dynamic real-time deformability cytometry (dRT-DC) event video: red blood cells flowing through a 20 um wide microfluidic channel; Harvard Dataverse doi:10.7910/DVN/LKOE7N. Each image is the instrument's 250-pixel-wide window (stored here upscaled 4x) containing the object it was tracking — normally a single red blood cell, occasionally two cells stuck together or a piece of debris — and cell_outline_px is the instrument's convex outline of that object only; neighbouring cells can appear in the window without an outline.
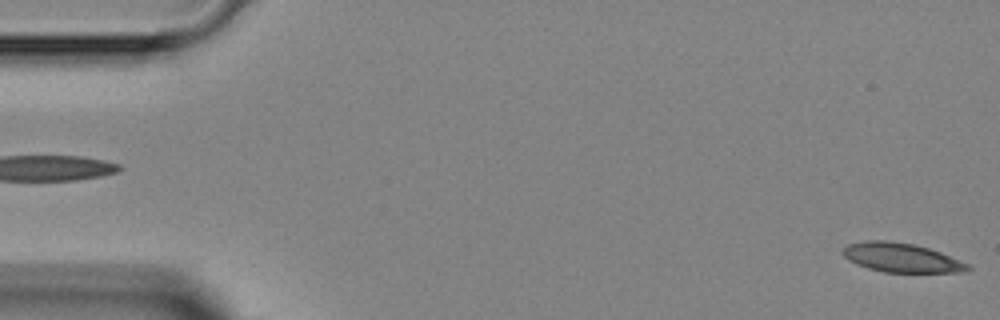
{"species": "Egyptian fruit bat (a non-hibernating species)", "species_latin": "Rousettus aegyptiacus", "temperature_condition": "room temperature", "stored_images_in_passage": 4, "segment_of_instrument_passage": [2, 2], "camera_frame_rate_fps": 3000, "um_per_image_px": 0.085, "animal": {"sex": "female"}, "frame": {"image": 1, "passage_image": 4, "time_ms": 4.333, "image_size_px": [1000, 320], "cell_outline_px": [[972, 268], [964, 272], [884, 272], [868, 268], [856, 264], [848, 260], [840, 252], [848, 244], [864, 240], [888, 240], [912, 244], [928, 248], [940, 252], [968, 264]], "centroid_in_image_um": [76.57, 21.89], "position_along_channel_um": 8.4, "area_um2": 21.15}}